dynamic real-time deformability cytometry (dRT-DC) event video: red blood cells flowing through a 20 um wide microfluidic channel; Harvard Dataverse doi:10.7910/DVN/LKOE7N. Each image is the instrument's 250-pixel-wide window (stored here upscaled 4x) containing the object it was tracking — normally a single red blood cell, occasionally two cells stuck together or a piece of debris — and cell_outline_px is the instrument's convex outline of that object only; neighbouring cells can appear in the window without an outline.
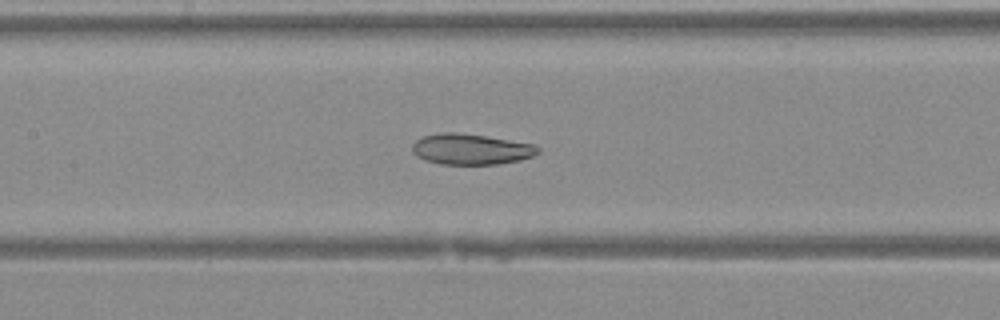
{"species": "Egyptian fruit bat (a non-hibernating species)", "species_latin": "Rousettus aegyptiacus", "temperature_condition": "warm", "stored_images_in_passage": 43, "camera_frame_rate_fps": 3000, "um_per_image_px": 0.085, "animal": {"sex": "female"}, "frame": {"image": 1, "passage_image": 21, "time_ms": 6.667, "image_size_px": [1000, 320], "cell_outline_px": [[540, 152], [532, 156], [520, 160], [496, 164], [440, 164], [424, 160], [416, 156], [412, 152], [412, 144], [416, 140], [424, 136], [440, 132], [456, 132], [484, 136], [536, 144], [540, 148]], "centroid_in_image_um": [40.02, 12.68], "position_along_channel_um": 167.4, "area_um2": 22.6}}
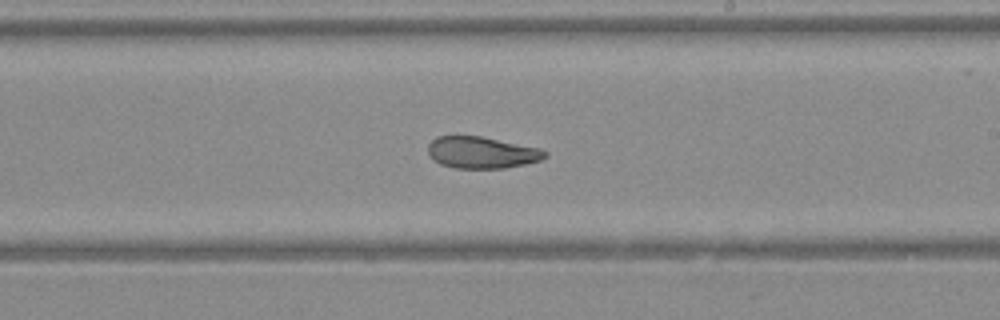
{"frame": {"image": 2, "passage_image": 26, "time_ms": 8.333, "image_size_px": [1000, 320], "cell_outline_px": [[548, 156], [540, 160], [524, 164], [504, 168], [456, 168], [440, 164], [432, 160], [428, 152], [428, 144], [436, 136], [480, 136], [540, 148], [548, 152]], "centroid_in_image_um": [40.93, 12.96], "position_along_channel_um": 248.1, "area_um2": 21.62}}
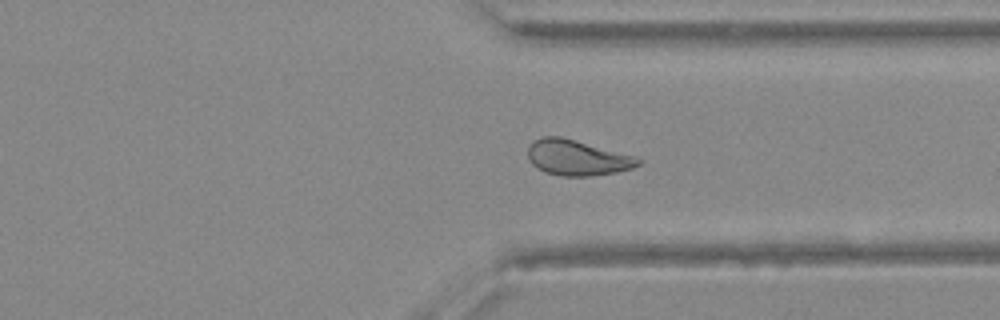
{"frame": {"image": 3, "passage_image": 33, "time_ms": 10.667, "image_size_px": [1000, 320], "cell_outline_px": [[640, 164], [632, 168], [616, 172], [588, 176], [560, 176], [544, 172], [532, 164], [528, 160], [528, 144], [532, 140], [544, 136], [560, 136], [636, 156], [640, 160]], "centroid_in_image_um": [49.01, 13.4], "position_along_channel_um": 362.4, "area_um2": 22.89}}